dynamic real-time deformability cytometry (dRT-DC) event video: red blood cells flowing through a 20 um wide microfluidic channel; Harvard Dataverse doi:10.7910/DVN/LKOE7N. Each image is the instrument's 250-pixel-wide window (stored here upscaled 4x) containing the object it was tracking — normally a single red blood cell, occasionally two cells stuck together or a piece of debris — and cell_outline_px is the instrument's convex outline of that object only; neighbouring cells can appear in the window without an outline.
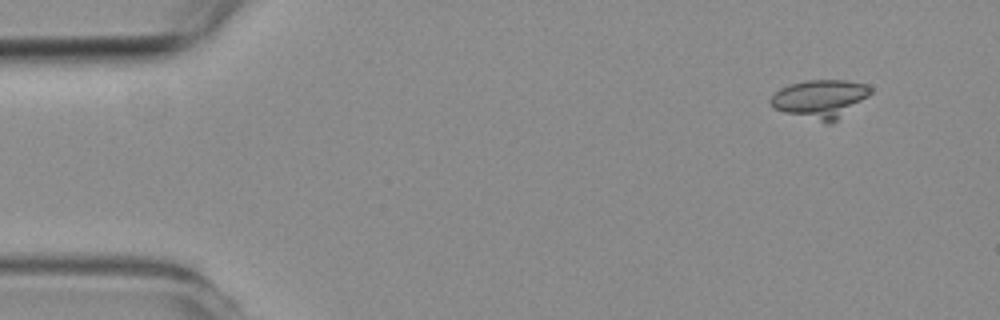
{"species": "common noctule bat (a hibernating species)", "species_latin": "Nyctalus noctula", "temperature_condition": "room temperature", "stored_images_in_passage": 7, "camera_frame_rate_fps": 3000, "um_per_image_px": 0.085, "animal": {"sex": "female", "body_mass_g": 19.3, "forearm_length_mm": 54.1}, "frame": {"image": 1, "passage_image": 1, "time_ms": 0.0, "image_size_px": [1000, 320], "cell_outline_px": [[872, 92], [868, 96], [832, 124], [828, 124], [784, 112], [776, 108], [768, 100], [780, 88], [792, 84], [808, 80], [848, 80], [868, 84], [872, 88]], "centroid_in_image_um": [69.75, 8.4], "position_along_channel_um": 15.2, "area_um2": 22.25}}
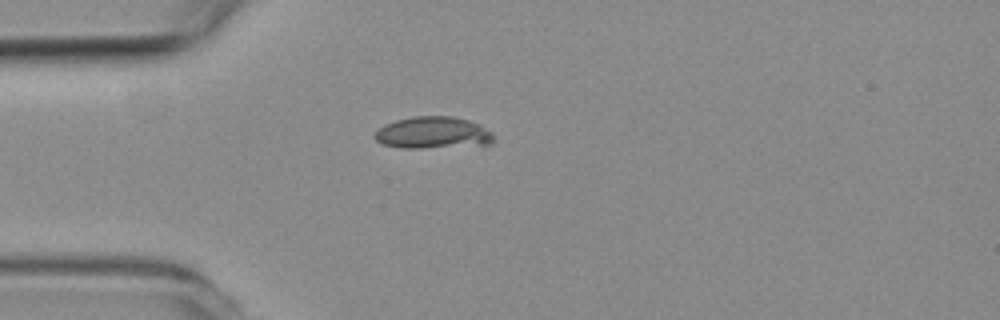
{"frame": {"image": 2, "passage_image": 4, "time_ms": 3.333, "image_size_px": [1000, 320], "cell_outline_px": [[492, 144], [420, 148], [400, 148], [384, 144], [376, 140], [372, 136], [384, 124], [396, 120], [412, 116], [452, 116], [468, 120], [480, 124], [492, 132]], "centroid_in_image_um": [36.79, 11.28], "position_along_channel_um": 48.2, "area_um2": 22.08}}